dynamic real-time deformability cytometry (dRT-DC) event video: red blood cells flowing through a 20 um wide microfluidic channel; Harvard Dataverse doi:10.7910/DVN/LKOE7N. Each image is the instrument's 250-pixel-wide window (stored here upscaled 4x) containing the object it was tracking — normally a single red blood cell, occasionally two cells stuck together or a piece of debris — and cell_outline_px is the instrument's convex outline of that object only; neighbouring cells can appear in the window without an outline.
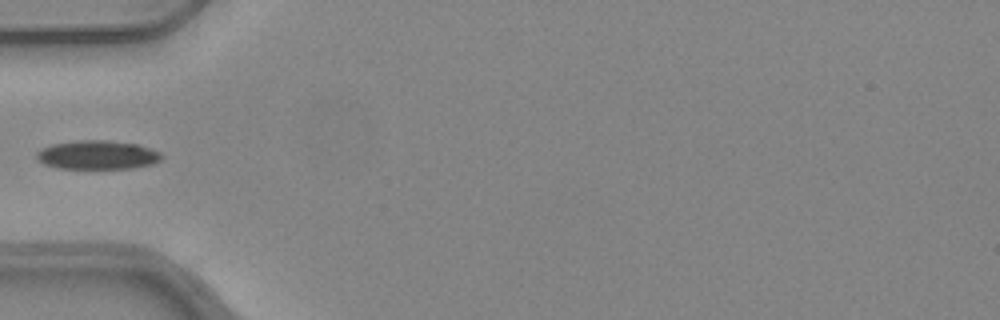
{"species": "common noctule bat (a hibernating species)", "species_latin": "Nyctalus noctula", "temperature_condition": "warm", "stored_images_in_passage": 35, "camera_frame_rate_fps": 3000, "um_per_image_px": 0.085, "animal": {"sex": "female", "body_mass_g": 24.6, "forearm_length_mm": 56.2}, "frame": {"image": 1, "passage_image": 1, "time_ms": 0.0, "image_size_px": [1000, 320], "cell_outline_px": [[164, 156], [160, 160], [152, 164], [132, 168], [60, 168], [44, 164], [36, 160], [36, 152], [52, 144], [80, 140], [108, 140], [136, 144], [160, 152]], "centroid_in_image_um": [8.28, 13.17], "position_along_channel_um": 76.7, "area_um2": 20.87}}
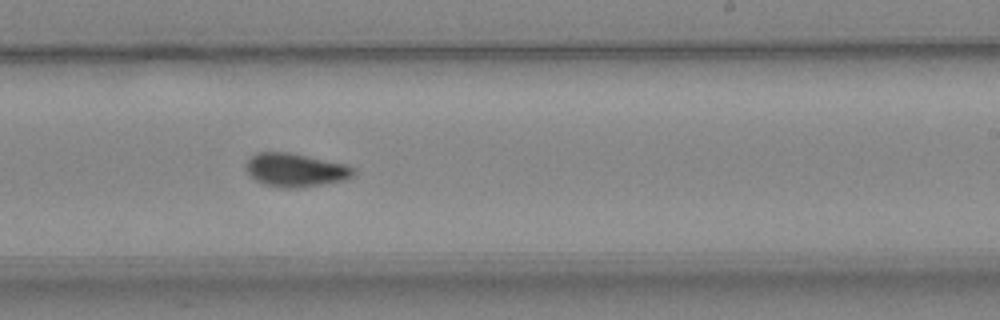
{"frame": {"image": 2, "passage_image": 15, "time_ms": 4.667, "image_size_px": [1000, 320], "cell_outline_px": [[356, 172], [352, 176], [344, 180], [324, 184], [296, 188], [280, 188], [264, 184], [256, 180], [248, 172], [244, 164], [256, 152], [288, 152], [308, 156], [344, 164], [356, 168]], "centroid_in_image_um": [25.11, 14.45], "position_along_channel_um": 263.9, "area_um2": 20.92}}
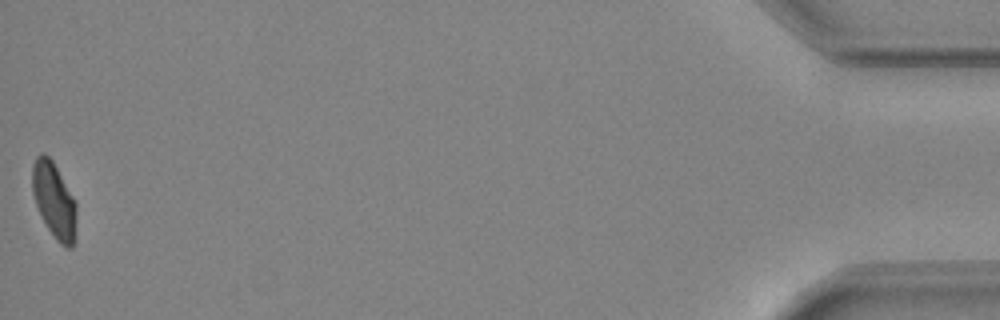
{"frame": {"image": 3, "passage_image": 35, "time_ms": 11.333, "image_size_px": [1000, 320], "cell_outline_px": [[76, 220], [72, 248], [68, 248], [60, 244], [56, 240], [48, 228], [36, 204], [32, 192], [32, 164], [36, 156], [40, 152], [44, 152], [52, 160], [72, 196], [76, 204]], "centroid_in_image_um": [4.58, 16.99], "position_along_channel_um": 430.6, "area_um2": 19.13}}